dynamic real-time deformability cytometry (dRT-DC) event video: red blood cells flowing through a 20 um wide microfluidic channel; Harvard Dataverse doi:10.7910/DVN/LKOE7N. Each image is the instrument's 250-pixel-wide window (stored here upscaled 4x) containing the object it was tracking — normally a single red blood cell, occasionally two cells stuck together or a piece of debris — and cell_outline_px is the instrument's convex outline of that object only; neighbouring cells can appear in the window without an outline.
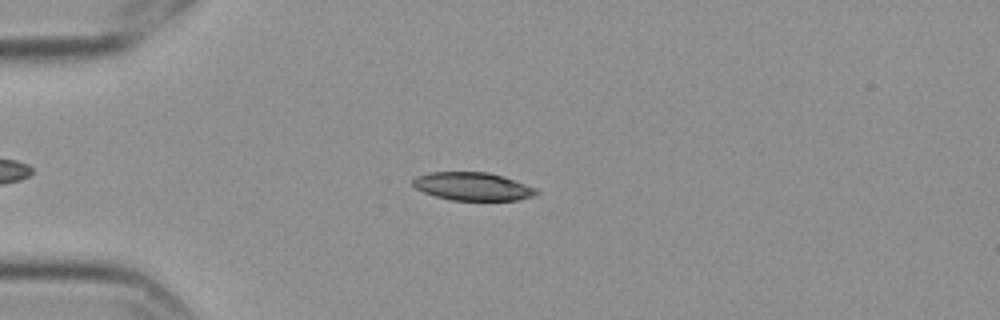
{"species": "Egyptian fruit bat (a non-hibernating species)", "species_latin": "Rousettus aegyptiacus", "temperature_condition": "cold", "stored_images_in_passage": 5, "camera_frame_rate_fps": 3000, "um_per_image_px": 0.085, "frame": {"image": 1, "passage_image": 4, "time_ms": 1.0, "image_size_px": [1000, 320], "cell_outline_px": [[540, 192], [536, 196], [520, 200], [452, 200], [436, 196], [424, 192], [416, 188], [412, 184], [412, 180], [416, 176], [428, 172], [488, 172], [504, 176], [536, 188]], "centroid_in_image_um": [40.21, 15.84], "position_along_channel_um": 44.8, "area_um2": 20.35}}